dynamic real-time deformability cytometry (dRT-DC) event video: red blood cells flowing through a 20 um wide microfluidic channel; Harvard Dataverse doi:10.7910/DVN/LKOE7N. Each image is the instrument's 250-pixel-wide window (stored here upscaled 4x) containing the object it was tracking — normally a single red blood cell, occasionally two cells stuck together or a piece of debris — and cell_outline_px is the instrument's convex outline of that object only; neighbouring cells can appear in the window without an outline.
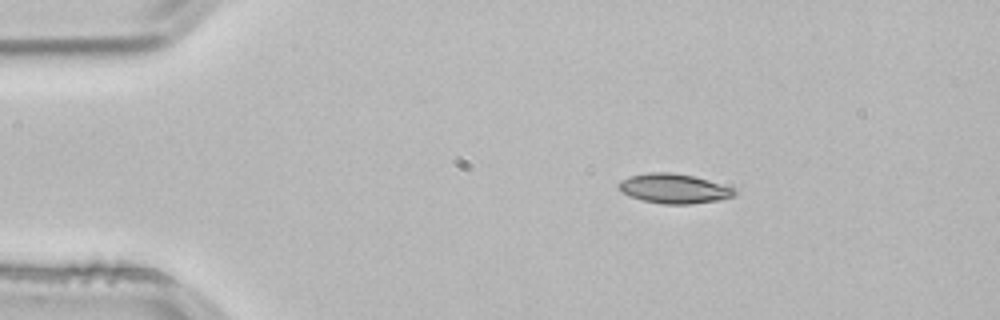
{"species": "common noctule bat (a hibernating species)", "species_latin": "Nyctalus noctula", "temperature_condition": "room temperature", "stored_images_in_passage": 45, "camera_frame_rate_fps": 3000, "um_per_image_px": 0.085, "animal": {"sex": "male", "body_mass_g": 21.5, "forearm_length_mm": 52.0}, "frame": {"image": 1, "passage_image": 1, "time_ms": 0.0, "image_size_px": [1000, 320], "cell_outline_px": [[736, 192], [732, 196], [716, 200], [688, 204], [664, 204], [644, 200], [620, 192], [616, 188], [616, 184], [620, 180], [628, 176], [648, 172], [672, 172], [692, 176], [708, 180], [736, 188]], "centroid_in_image_um": [57.22, 16.01], "position_along_channel_um": 27.8, "area_um2": 19.94}}
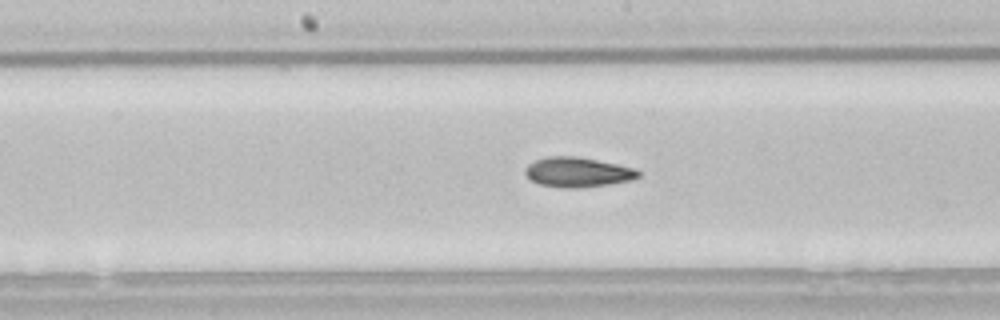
{"frame": {"image": 2, "passage_image": 19, "time_ms": 6.0, "image_size_px": [1000, 320], "cell_outline_px": [[640, 176], [628, 180], [608, 184], [580, 188], [564, 188], [540, 184], [528, 180], [524, 172], [524, 168], [528, 164], [536, 160], [548, 156], [576, 156], [636, 168], [640, 172]], "centroid_in_image_um": [49.05, 14.63], "position_along_channel_um": 199.2, "area_um2": 19.65}}
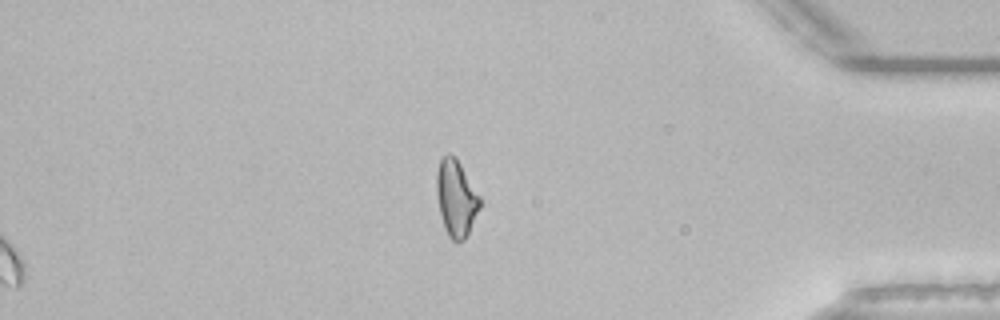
{"frame": {"image": 3, "passage_image": 37, "time_ms": 12.0, "image_size_px": [1000, 320], "cell_outline_px": [[480, 208], [464, 240], [452, 240], [448, 236], [444, 228], [440, 212], [436, 192], [436, 172], [440, 160], [448, 152], [456, 156], [480, 196]], "centroid_in_image_um": [38.76, 16.8], "position_along_channel_um": 396.4, "area_um2": 19.25}, "authors_computed_cell_mechanics": {"area_um2": 19.4208, "velocity_mm_per_s": 3.853, "shape_relaxation_time_tau1_ms": 7.7925, "shape_relaxation_time_tau2_ms": 4.8315, "deformation_change_tau1": 0.17, "deformation_change_tau2": 0.126}}